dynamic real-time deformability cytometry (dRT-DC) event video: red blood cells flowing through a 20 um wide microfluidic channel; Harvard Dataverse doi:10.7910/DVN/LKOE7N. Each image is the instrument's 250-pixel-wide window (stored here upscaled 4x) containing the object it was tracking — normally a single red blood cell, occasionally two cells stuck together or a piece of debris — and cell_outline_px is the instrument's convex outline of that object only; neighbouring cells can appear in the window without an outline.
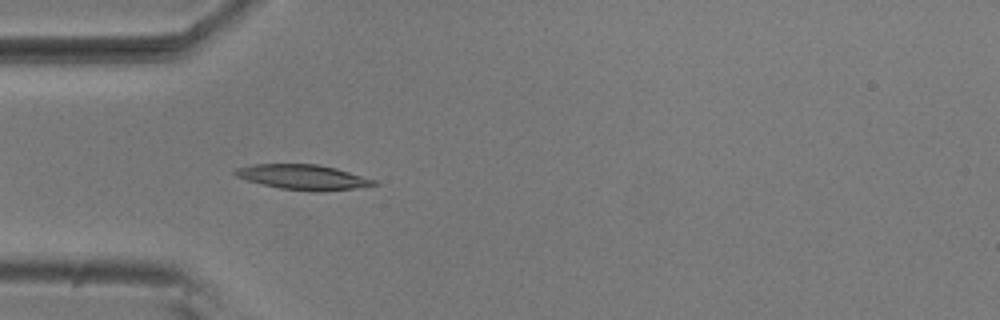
{"species": "common noctule bat (a hibernating species)", "species_latin": "Nyctalus noctula", "temperature_condition": "room temperature", "stored_images_in_passage": 5, "camera_frame_rate_fps": 3000, "um_per_image_px": 0.085, "animal": {"sex": "male", "body_mass_g": 20.5, "forearm_length_mm": 52.5}, "frame": {"image": 1, "passage_image": 5, "time_ms": 1.333, "image_size_px": [1000, 320], "cell_outline_px": [[380, 184], [356, 188], [320, 192], [312, 192], [280, 188], [248, 180], [236, 176], [232, 172], [236, 168], [252, 164], [316, 164], [336, 168], [376, 180]], "centroid_in_image_um": [25.79, 15.06], "position_along_channel_um": 59.2, "area_um2": 20.23}}